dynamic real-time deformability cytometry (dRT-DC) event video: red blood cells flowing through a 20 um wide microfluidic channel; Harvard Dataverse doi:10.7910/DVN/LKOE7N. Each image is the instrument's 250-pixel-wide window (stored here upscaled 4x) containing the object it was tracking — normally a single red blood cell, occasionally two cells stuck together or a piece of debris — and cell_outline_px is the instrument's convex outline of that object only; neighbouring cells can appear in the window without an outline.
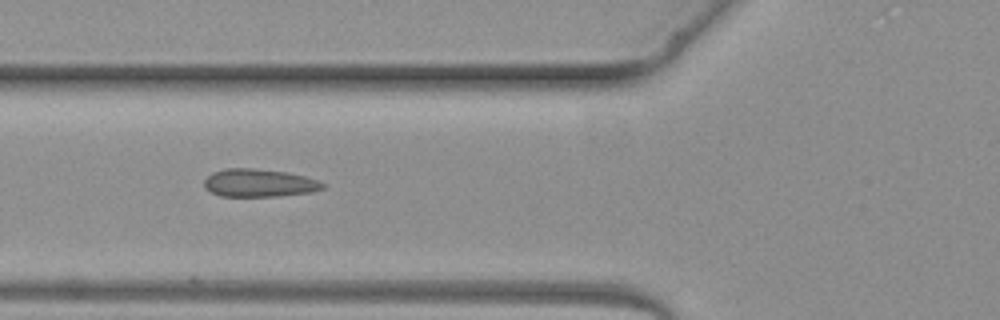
{"species": "common noctule bat (a hibernating species)", "species_latin": "Nyctalus noctula", "temperature_condition": "warm", "stored_images_in_passage": 6, "camera_frame_rate_fps": 3000, "um_per_image_px": 0.085, "animal": {"sex": "female", "body_mass_g": 19.3, "forearm_length_mm": 54.1}, "frame": {"image": 1, "passage_image": 5, "time_ms": 5.0, "image_size_px": [1000, 320], "cell_outline_px": [[328, 184], [324, 188], [312, 192], [276, 196], [220, 196], [204, 188], [204, 180], [212, 172], [224, 168], [252, 168], [288, 172], [320, 180]], "centroid_in_image_um": [22.05, 15.54], "position_along_channel_um": 103.7, "area_um2": 19.48}}